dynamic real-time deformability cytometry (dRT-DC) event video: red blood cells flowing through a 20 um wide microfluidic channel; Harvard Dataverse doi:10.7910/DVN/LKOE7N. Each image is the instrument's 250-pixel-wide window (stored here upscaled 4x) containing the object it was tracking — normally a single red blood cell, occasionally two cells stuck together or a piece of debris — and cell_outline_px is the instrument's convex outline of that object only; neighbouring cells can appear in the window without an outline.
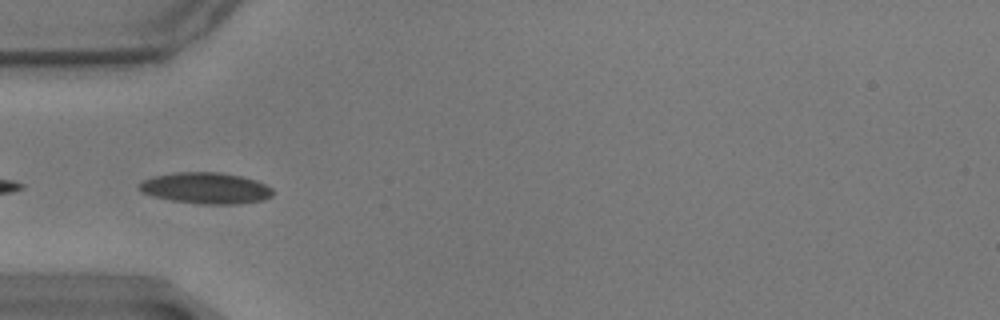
{"species": "common noctule bat (a hibernating species)", "species_latin": "Nyctalus noctula", "temperature_condition": "warm", "stored_images_in_passage": 25, "camera_frame_rate_fps": 3000, "um_per_image_px": 0.085, "animal": {"sex": "male", "body_mass_g": 17.9}, "frame": {"image": 1, "passage_image": 2, "time_ms": 0.333, "image_size_px": [1000, 320], "cell_outline_px": [[272, 196], [264, 200], [240, 204], [200, 204], [172, 200], [156, 196], [144, 192], [136, 188], [144, 180], [152, 176], [176, 172], [220, 172], [240, 176], [256, 180], [272, 188]], "centroid_in_image_um": [17.52, 15.99], "position_along_channel_um": 67.5, "area_um2": 24.22}}
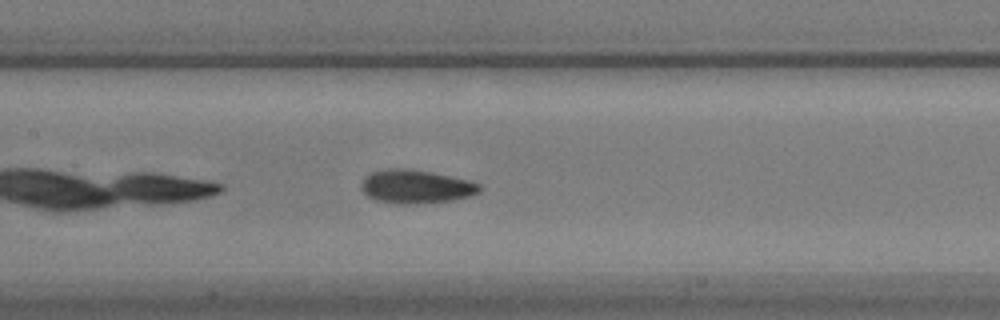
{"frame": {"image": 2, "passage_image": 11, "time_ms": 3.333, "image_size_px": [1000, 320], "cell_outline_px": [[480, 192], [472, 196], [452, 200], [424, 204], [396, 204], [376, 200], [368, 196], [360, 188], [360, 184], [364, 176], [372, 172], [388, 168], [408, 168], [468, 180], [480, 184]], "centroid_in_image_um": [35.32, 15.87], "position_along_channel_um": 172.1, "area_um2": 23.29}}
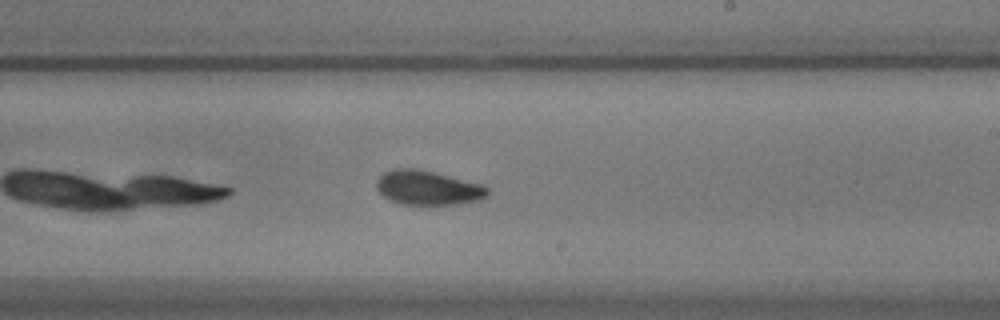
{"frame": {"image": 3, "passage_image": 18, "time_ms": 5.667, "image_size_px": [1000, 320], "cell_outline_px": [[488, 196], [480, 200], [456, 204], [400, 204], [384, 196], [376, 188], [376, 180], [384, 172], [392, 168], [416, 168], [484, 184], [488, 188]], "centroid_in_image_um": [36.38, 15.95], "position_along_channel_um": 252.6, "area_um2": 22.25}}